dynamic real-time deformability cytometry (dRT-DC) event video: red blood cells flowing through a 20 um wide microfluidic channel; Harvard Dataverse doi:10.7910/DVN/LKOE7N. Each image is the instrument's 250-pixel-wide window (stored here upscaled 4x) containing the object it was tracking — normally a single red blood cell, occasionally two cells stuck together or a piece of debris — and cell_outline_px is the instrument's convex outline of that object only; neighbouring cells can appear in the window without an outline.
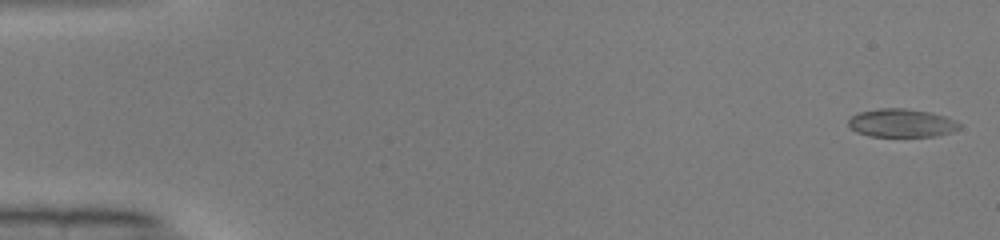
{"species": "common noctule bat (a hibernating species)", "species_latin": "Nyctalus noctula", "temperature_condition": "warm", "stored_images_in_passage": 43, "camera_frame_rate_fps": 3000, "um_per_image_px": 0.085, "animal": {"sex": "male", "body_mass_g": 19.0, "forearm_length_mm": 50.8}, "frame": {"image": 1, "passage_image": 2, "time_ms": 0.333, "image_size_px": [1000, 240], "cell_outline_px": [[960, 128], [936, 136], [872, 136], [856, 132], [848, 124], [848, 120], [856, 112], [880, 108], [904, 108], [932, 112], [956, 120], [960, 124]], "centroid_in_image_um": [76.61, 10.44], "position_along_channel_um": 8.4, "area_um2": 18.26}}
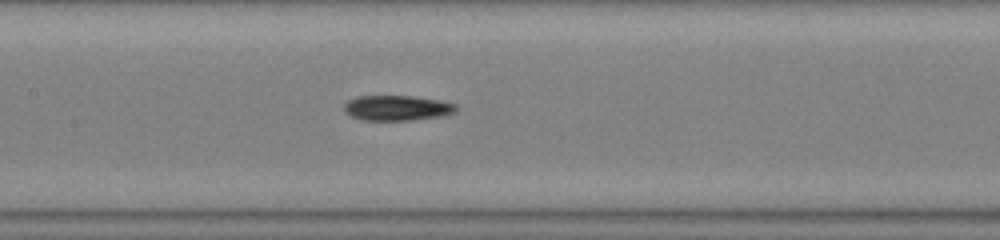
{"frame": {"image": 2, "passage_image": 25, "time_ms": 8.0, "image_size_px": [1000, 240], "cell_outline_px": [[456, 108], [452, 112], [440, 116], [408, 120], [364, 120], [352, 116], [344, 112], [344, 104], [348, 100], [356, 96], [412, 96], [436, 100], [456, 104]], "centroid_in_image_um": [33.67, 9.17], "position_along_channel_um": 173.7, "area_um2": 16.13}}
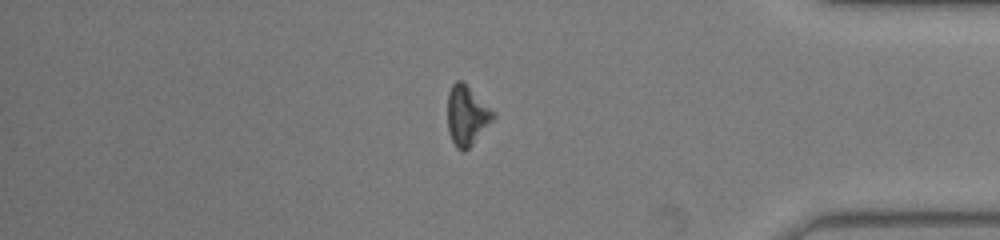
{"frame": {"image": 3, "passage_image": 43, "time_ms": 14.0, "image_size_px": [1000, 240], "cell_outline_px": [[496, 116], [472, 144], [464, 152], [460, 152], [456, 148], [448, 132], [448, 92], [452, 84], [456, 80], [460, 80], [496, 112]], "centroid_in_image_um": [39.67, 9.83], "position_along_channel_um": 395.5, "area_um2": 15.72}, "authors_computed_cell_mechanics": {"area_um2": 16.473, "velocity_mm_per_s": 4.1073, "shape_relaxation_time_tau1_ms": 3.3393, "shape_relaxation_time_tau2_ms": null, "deformation_change_tau1": 0.1463, "deformation_change_tau2": null}}